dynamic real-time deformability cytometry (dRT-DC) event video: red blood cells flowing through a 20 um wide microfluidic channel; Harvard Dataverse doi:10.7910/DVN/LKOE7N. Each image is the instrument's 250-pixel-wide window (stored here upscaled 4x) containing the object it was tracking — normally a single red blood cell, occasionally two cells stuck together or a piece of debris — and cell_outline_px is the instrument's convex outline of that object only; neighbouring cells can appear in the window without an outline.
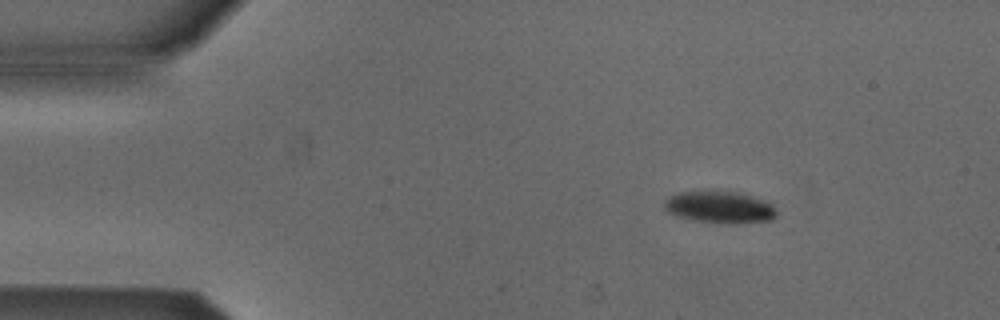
{"species": "Egyptian fruit bat (a non-hibernating species)", "species_latin": "Rousettus aegyptiacus", "temperature_condition": "cold", "stored_images_in_passage": 2, "camera_frame_rate_fps": 3000, "um_per_image_px": 0.085, "animal": {"sex": "male"}, "frame": {"image": 1, "passage_image": 1, "time_ms": 0.0, "image_size_px": [1000, 320], "cell_outline_px": [[776, 216], [772, 220], [732, 224], [728, 224], [692, 220], [676, 216], [668, 212], [664, 208], [664, 200], [680, 192], [740, 192], [764, 200], [772, 204], [776, 212]], "centroid_in_image_um": [61.19, 17.63], "position_along_channel_um": 23.8, "area_um2": 20.75}}